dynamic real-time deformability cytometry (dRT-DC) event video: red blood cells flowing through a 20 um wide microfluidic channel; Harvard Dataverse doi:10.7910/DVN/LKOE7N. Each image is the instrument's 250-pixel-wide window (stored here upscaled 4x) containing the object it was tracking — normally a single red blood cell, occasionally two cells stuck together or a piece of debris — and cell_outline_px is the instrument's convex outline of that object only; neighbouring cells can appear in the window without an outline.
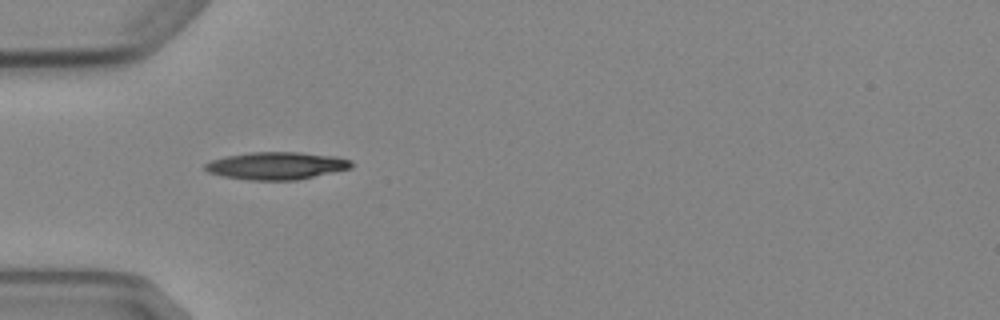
{"species": "Egyptian fruit bat (a non-hibernating species)", "species_latin": "Rousettus aegyptiacus", "temperature_condition": "cold", "stored_images_in_passage": 2, "camera_frame_rate_fps": 3000, "um_per_image_px": 0.085, "animal": {"sex": "female"}, "frame": {"image": 1, "passage_image": 1, "time_ms": 0.0, "image_size_px": [1000, 320], "cell_outline_px": [[352, 168], [296, 180], [252, 180], [224, 176], [208, 172], [204, 168], [204, 164], [212, 160], [224, 156], [252, 152], [296, 152], [336, 156], [352, 160]], "centroid_in_image_um": [23.51, 14.08], "position_along_channel_um": 61.5, "area_um2": 23.35}}
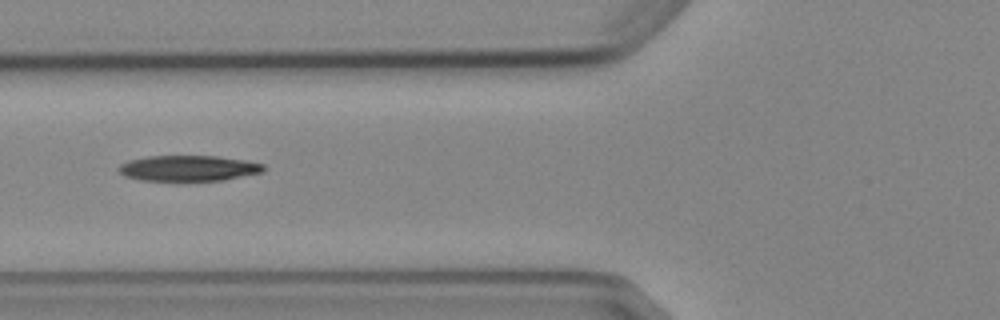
{"frame": {"image": 2, "passage_image": 2, "time_ms": 1.333, "image_size_px": [1000, 320], "cell_outline_px": [[264, 172], [224, 180], [140, 180], [124, 176], [116, 168], [120, 164], [128, 160], [148, 156], [216, 156], [248, 160], [264, 164]], "centroid_in_image_um": [16.03, 14.29], "position_along_channel_um": 109.8, "area_um2": 21.73}}